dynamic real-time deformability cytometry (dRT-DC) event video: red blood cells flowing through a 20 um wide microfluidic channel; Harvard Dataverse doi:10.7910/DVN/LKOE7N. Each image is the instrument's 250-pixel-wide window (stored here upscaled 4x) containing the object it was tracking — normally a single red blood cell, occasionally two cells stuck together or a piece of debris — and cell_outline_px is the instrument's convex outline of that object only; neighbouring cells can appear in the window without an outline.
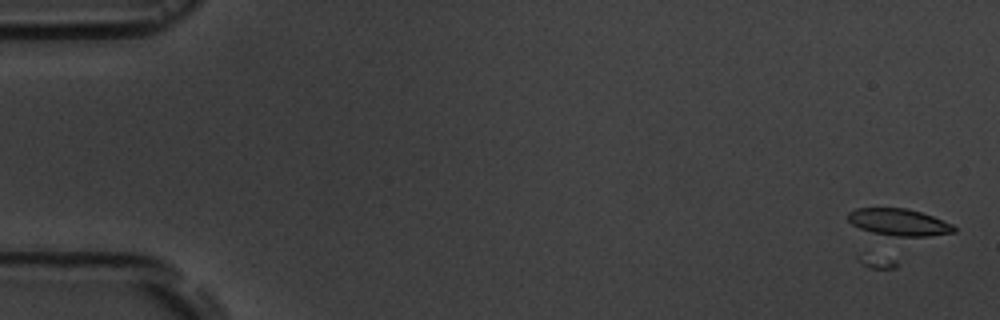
{"species": "common noctule bat (a hibernating species)", "species_latin": "Nyctalus noctula", "temperature_condition": "room temperature", "stored_images_in_passage": 5, "camera_frame_rate_fps": 3000, "um_per_image_px": 0.085, "animal": {"sex": "male", "body_mass_g": 19.5, "forearm_length_mm": 54.6}, "frame": {"image": 1, "passage_image": 2, "time_ms": 1.0, "image_size_px": [1000, 320], "cell_outline_px": [[956, 232], [928, 236], [896, 236], [872, 232], [860, 228], [852, 224], [848, 220], [848, 212], [856, 208], [908, 208], [932, 216], [952, 224], [956, 228]], "centroid_in_image_um": [76.41, 18.88], "position_along_channel_um": 8.6, "area_um2": 16.53}}
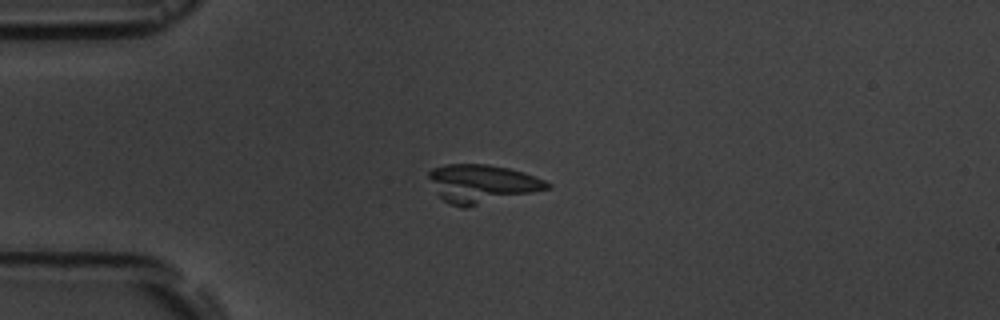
{"frame": {"image": 2, "passage_image": 5, "time_ms": 5.333, "image_size_px": [1000, 320], "cell_outline_px": [[552, 188], [464, 208], [460, 208], [444, 200], [436, 192], [428, 176], [428, 172], [432, 168], [448, 164], [488, 164], [508, 168], [524, 172], [544, 180], [552, 184]], "centroid_in_image_um": [40.97, 15.61], "position_along_channel_um": 44.0, "area_um2": 26.36}}